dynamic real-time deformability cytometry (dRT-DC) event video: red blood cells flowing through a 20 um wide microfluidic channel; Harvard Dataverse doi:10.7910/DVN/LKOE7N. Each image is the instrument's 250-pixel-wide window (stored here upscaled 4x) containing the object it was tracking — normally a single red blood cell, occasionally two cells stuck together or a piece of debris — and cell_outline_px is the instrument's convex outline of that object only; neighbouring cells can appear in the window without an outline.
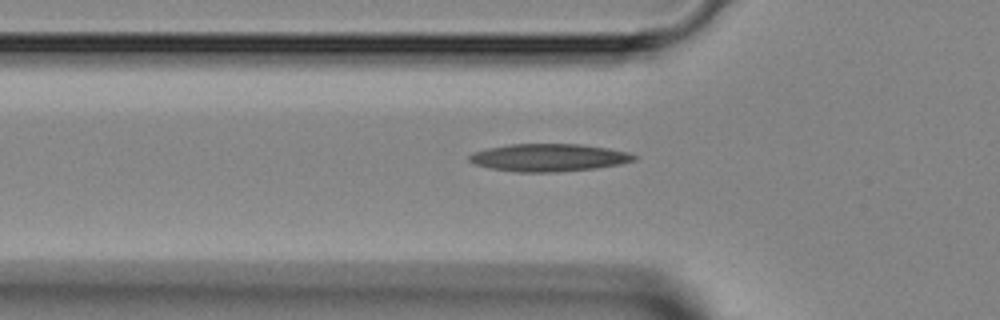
{"species": "Egyptian fruit bat (a non-hibernating species)", "species_latin": "Rousettus aegyptiacus", "temperature_condition": "room temperature", "stored_images_in_passage": 30, "camera_frame_rate_fps": 3000, "um_per_image_px": 0.085, "animal": {"sex": "female"}, "frame": {"image": 1, "passage_image": 2, "time_ms": 0.333, "image_size_px": [1000, 320], "cell_outline_px": [[640, 156], [636, 160], [620, 164], [596, 168], [552, 172], [516, 172], [492, 168], [476, 164], [468, 160], [468, 156], [476, 152], [488, 148], [508, 144], [580, 144], [608, 148], [628, 152]], "centroid_in_image_um": [46.7, 13.39], "position_along_channel_um": 79.1, "area_um2": 26.41}}
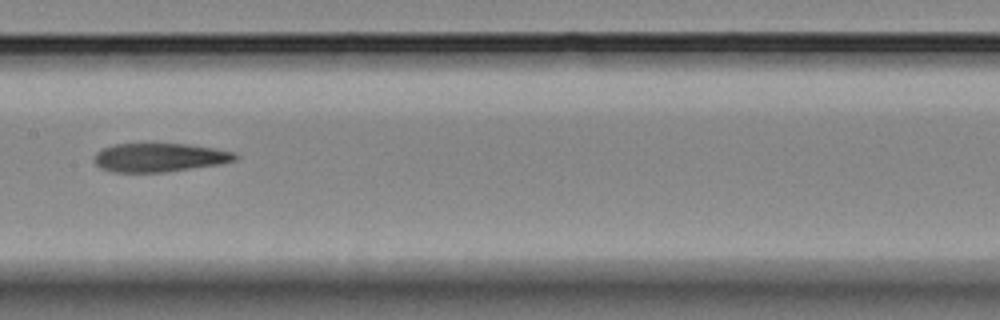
{"frame": {"image": 2, "passage_image": 10, "time_ms": 3.0, "image_size_px": [1000, 320], "cell_outline_px": [[240, 156], [236, 160], [224, 164], [164, 172], [112, 172], [100, 168], [96, 164], [96, 152], [112, 144], [188, 144], [216, 148], [236, 152]], "centroid_in_image_um": [13.64, 13.39], "position_along_channel_um": 193.8, "area_um2": 23.76}}
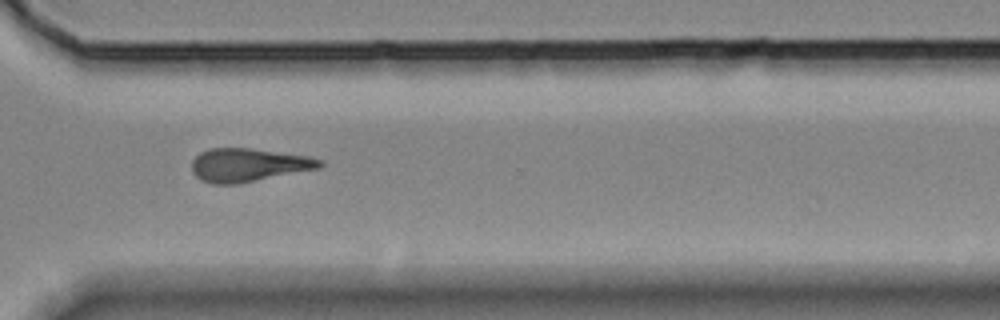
{"frame": {"image": 3, "passage_image": 21, "time_ms": 6.667, "image_size_px": [1000, 320], "cell_outline_px": [[324, 164], [320, 168], [240, 184], [212, 184], [200, 180], [192, 172], [192, 160], [200, 152], [208, 148], [252, 148], [308, 156], [324, 160]], "centroid_in_image_um": [21.12, 14.03], "position_along_channel_um": 349.5, "area_um2": 25.2}}